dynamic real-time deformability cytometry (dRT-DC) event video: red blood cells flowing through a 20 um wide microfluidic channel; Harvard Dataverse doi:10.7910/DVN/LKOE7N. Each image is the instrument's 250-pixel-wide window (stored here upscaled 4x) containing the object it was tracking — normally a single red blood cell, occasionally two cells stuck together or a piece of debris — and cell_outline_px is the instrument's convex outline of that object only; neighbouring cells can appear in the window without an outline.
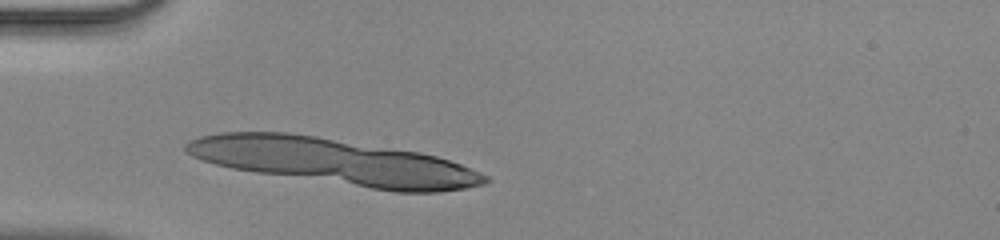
{"species": "human", "species_latin": "Homo sapiens", "temperature_condition": "room temperature", "stored_images_in_passage": 38, "camera_frame_rate_fps": 3000, "um_per_image_px": 0.085, "donor": {"sex": "male"}, "frame": {"image": 1, "passage_image": 14, "time_ms": 4.333, "image_size_px": [1000, 240], "cell_outline_px": [[472, 184], [456, 188], [380, 188], [364, 184], [352, 180], [360, 152], [408, 152], [432, 156], [456, 164], [464, 168]], "centroid_in_image_um": [34.7, 14.56], "position_along_channel_um": 50.3, "area_um2": 25.49}}
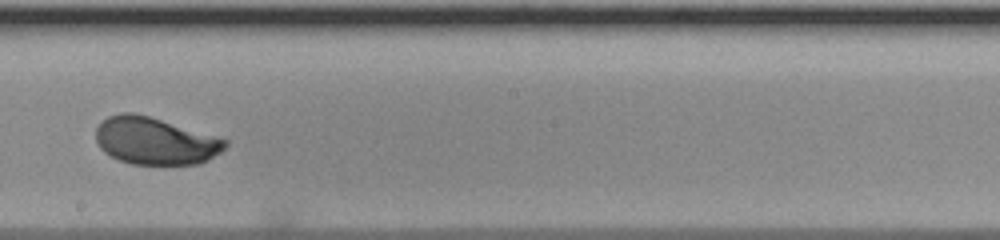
{"frame": {"image": 2, "passage_image": 28, "time_ms": 9.0, "image_size_px": [1000, 240], "cell_outline_px": [[220, 148], [208, 156], [200, 160], [176, 164], [152, 164], [128, 160], [112, 152], [120, 116], [140, 116], [216, 140], [220, 144]], "centroid_in_image_um": [13.57, 12.12], "position_along_channel_um": 234.6, "area_um2": 26.07}}
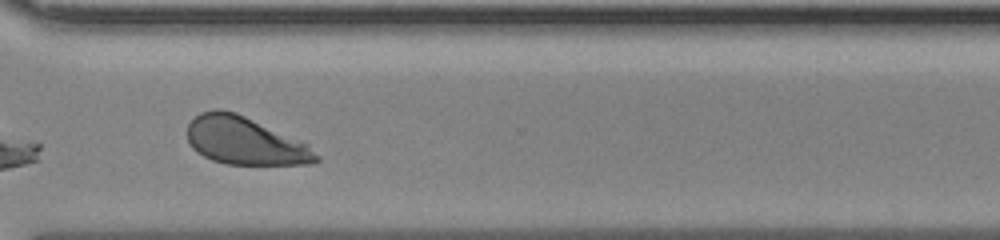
{"frame": {"image": 3, "passage_image": 36, "time_ms": 11.667, "image_size_px": [1000, 240], "cell_outline_px": [[312, 160], [280, 164], [236, 164], [220, 160], [208, 156], [196, 148], [192, 144], [192, 140], [196, 120], [200, 116], [208, 112], [228, 112], [240, 116], [248, 120]], "centroid_in_image_um": [20.44, 12.01], "position_along_channel_um": 350.2, "area_um2": 28.03}}